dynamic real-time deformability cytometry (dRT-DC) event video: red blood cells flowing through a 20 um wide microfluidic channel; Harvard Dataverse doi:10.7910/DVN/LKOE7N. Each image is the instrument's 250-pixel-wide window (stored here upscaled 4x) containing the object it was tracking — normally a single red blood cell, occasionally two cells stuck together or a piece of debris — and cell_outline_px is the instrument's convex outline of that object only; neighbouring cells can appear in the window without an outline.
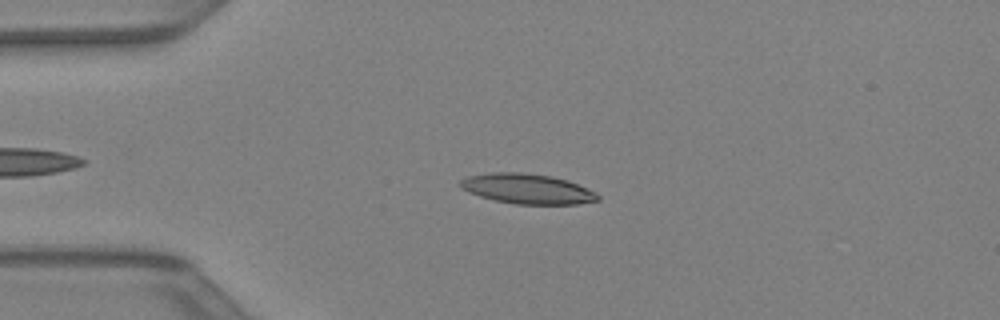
{"species": "Egyptian fruit bat (a non-hibernating species)", "species_latin": "Rousettus aegyptiacus", "temperature_condition": "warm", "stored_images_in_passage": 34, "camera_frame_rate_fps": 3000, "um_per_image_px": 0.085, "animal": {"sex": "female"}, "frame": {"image": 1, "passage_image": 5, "time_ms": 1.333, "image_size_px": [1000, 320], "cell_outline_px": [[600, 200], [576, 204], [516, 204], [496, 200], [480, 196], [464, 188], [460, 184], [460, 180], [468, 176], [496, 172], [520, 172], [552, 176], [568, 180], [600, 196]], "centroid_in_image_um": [44.84, 16.04], "position_along_channel_um": 40.2, "area_um2": 23.52}}
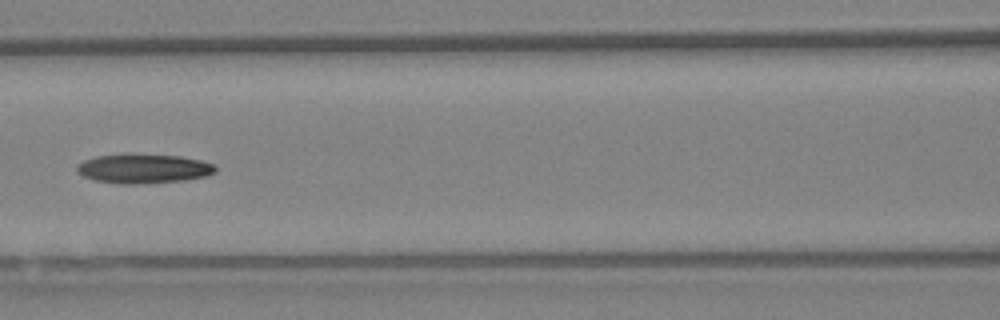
{"frame": {"image": 2, "passage_image": 14, "time_ms": 4.333, "image_size_px": [1000, 320], "cell_outline_px": [[216, 172], [204, 176], [184, 180], [132, 184], [124, 184], [96, 180], [84, 176], [76, 172], [76, 164], [84, 160], [96, 156], [180, 156], [200, 160], [216, 164]], "centroid_in_image_um": [12.21, 14.36], "position_along_channel_um": 154.4, "area_um2": 22.83}}
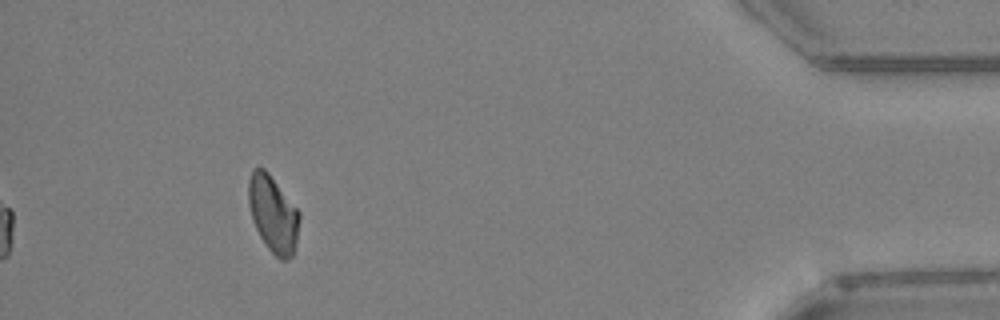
{"frame": {"image": 3, "passage_image": 34, "time_ms": 11.0, "image_size_px": [1000, 320], "cell_outline_px": [[300, 220], [296, 240], [292, 256], [288, 260], [280, 260], [268, 248], [260, 236], [252, 220], [248, 204], [248, 180], [252, 172], [256, 168], [264, 168], [268, 172], [300, 212]], "centroid_in_image_um": [23.2, 18.19], "position_along_channel_um": 412.0, "area_um2": 22.6}}